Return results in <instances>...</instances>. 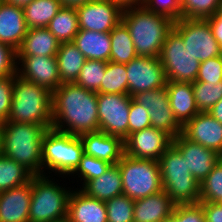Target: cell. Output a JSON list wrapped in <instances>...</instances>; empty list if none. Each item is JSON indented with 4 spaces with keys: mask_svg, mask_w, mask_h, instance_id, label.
<instances>
[{
    "mask_svg": "<svg viewBox=\"0 0 222 222\" xmlns=\"http://www.w3.org/2000/svg\"><path fill=\"white\" fill-rule=\"evenodd\" d=\"M52 128L77 136L99 131L97 93L62 83L52 92Z\"/></svg>",
    "mask_w": 222,
    "mask_h": 222,
    "instance_id": "6da1fadb",
    "label": "cell"
},
{
    "mask_svg": "<svg viewBox=\"0 0 222 222\" xmlns=\"http://www.w3.org/2000/svg\"><path fill=\"white\" fill-rule=\"evenodd\" d=\"M121 21L127 26L137 56L158 57L175 21L144 6L123 9Z\"/></svg>",
    "mask_w": 222,
    "mask_h": 222,
    "instance_id": "7a4b0ae2",
    "label": "cell"
},
{
    "mask_svg": "<svg viewBox=\"0 0 222 222\" xmlns=\"http://www.w3.org/2000/svg\"><path fill=\"white\" fill-rule=\"evenodd\" d=\"M0 130L2 154L24 166L34 176L46 175L42 170V140L48 130L45 126L4 121Z\"/></svg>",
    "mask_w": 222,
    "mask_h": 222,
    "instance_id": "3957f363",
    "label": "cell"
},
{
    "mask_svg": "<svg viewBox=\"0 0 222 222\" xmlns=\"http://www.w3.org/2000/svg\"><path fill=\"white\" fill-rule=\"evenodd\" d=\"M9 122L52 128V92L15 74Z\"/></svg>",
    "mask_w": 222,
    "mask_h": 222,
    "instance_id": "277c9868",
    "label": "cell"
},
{
    "mask_svg": "<svg viewBox=\"0 0 222 222\" xmlns=\"http://www.w3.org/2000/svg\"><path fill=\"white\" fill-rule=\"evenodd\" d=\"M163 190L175 205L199 203L200 183L189 172L181 153L171 145L158 160Z\"/></svg>",
    "mask_w": 222,
    "mask_h": 222,
    "instance_id": "5b68a950",
    "label": "cell"
},
{
    "mask_svg": "<svg viewBox=\"0 0 222 222\" xmlns=\"http://www.w3.org/2000/svg\"><path fill=\"white\" fill-rule=\"evenodd\" d=\"M51 180L46 175L32 177L29 222H60L67 219L71 188L67 190Z\"/></svg>",
    "mask_w": 222,
    "mask_h": 222,
    "instance_id": "8992f818",
    "label": "cell"
},
{
    "mask_svg": "<svg viewBox=\"0 0 222 222\" xmlns=\"http://www.w3.org/2000/svg\"><path fill=\"white\" fill-rule=\"evenodd\" d=\"M83 154L79 136L50 128L42 140V170L45 168L55 171V174L70 176Z\"/></svg>",
    "mask_w": 222,
    "mask_h": 222,
    "instance_id": "52a82bcc",
    "label": "cell"
},
{
    "mask_svg": "<svg viewBox=\"0 0 222 222\" xmlns=\"http://www.w3.org/2000/svg\"><path fill=\"white\" fill-rule=\"evenodd\" d=\"M117 165L120 169L123 194L129 198L137 200L163 190L158 161L124 154Z\"/></svg>",
    "mask_w": 222,
    "mask_h": 222,
    "instance_id": "ba28073f",
    "label": "cell"
},
{
    "mask_svg": "<svg viewBox=\"0 0 222 222\" xmlns=\"http://www.w3.org/2000/svg\"><path fill=\"white\" fill-rule=\"evenodd\" d=\"M159 59L167 81H196L200 62L184 47L182 37L174 29L168 34Z\"/></svg>",
    "mask_w": 222,
    "mask_h": 222,
    "instance_id": "9c48e42d",
    "label": "cell"
},
{
    "mask_svg": "<svg viewBox=\"0 0 222 222\" xmlns=\"http://www.w3.org/2000/svg\"><path fill=\"white\" fill-rule=\"evenodd\" d=\"M184 42V47L199 61L222 55V49L207 20L180 18L173 28Z\"/></svg>",
    "mask_w": 222,
    "mask_h": 222,
    "instance_id": "30bf717a",
    "label": "cell"
},
{
    "mask_svg": "<svg viewBox=\"0 0 222 222\" xmlns=\"http://www.w3.org/2000/svg\"><path fill=\"white\" fill-rule=\"evenodd\" d=\"M131 99L129 94L97 93L99 131L124 140L129 135Z\"/></svg>",
    "mask_w": 222,
    "mask_h": 222,
    "instance_id": "8fae6325",
    "label": "cell"
},
{
    "mask_svg": "<svg viewBox=\"0 0 222 222\" xmlns=\"http://www.w3.org/2000/svg\"><path fill=\"white\" fill-rule=\"evenodd\" d=\"M132 99L148 110L151 127L165 131L172 138L182 133V126L175 119L170 107L166 86L138 92Z\"/></svg>",
    "mask_w": 222,
    "mask_h": 222,
    "instance_id": "7c38bea8",
    "label": "cell"
},
{
    "mask_svg": "<svg viewBox=\"0 0 222 222\" xmlns=\"http://www.w3.org/2000/svg\"><path fill=\"white\" fill-rule=\"evenodd\" d=\"M128 79V94L158 89L166 86V76L158 57L137 56L125 64Z\"/></svg>",
    "mask_w": 222,
    "mask_h": 222,
    "instance_id": "4fadbf2b",
    "label": "cell"
},
{
    "mask_svg": "<svg viewBox=\"0 0 222 222\" xmlns=\"http://www.w3.org/2000/svg\"><path fill=\"white\" fill-rule=\"evenodd\" d=\"M76 12L79 30L110 33L121 21L123 9L112 0H92Z\"/></svg>",
    "mask_w": 222,
    "mask_h": 222,
    "instance_id": "5bb4252c",
    "label": "cell"
},
{
    "mask_svg": "<svg viewBox=\"0 0 222 222\" xmlns=\"http://www.w3.org/2000/svg\"><path fill=\"white\" fill-rule=\"evenodd\" d=\"M172 140L165 131L149 127L133 132L124 139V154L133 158L158 161L172 145Z\"/></svg>",
    "mask_w": 222,
    "mask_h": 222,
    "instance_id": "9a60e30c",
    "label": "cell"
},
{
    "mask_svg": "<svg viewBox=\"0 0 222 222\" xmlns=\"http://www.w3.org/2000/svg\"><path fill=\"white\" fill-rule=\"evenodd\" d=\"M17 60L16 74L23 79L43 86L50 92L62 84L56 56H17Z\"/></svg>",
    "mask_w": 222,
    "mask_h": 222,
    "instance_id": "2e32d148",
    "label": "cell"
},
{
    "mask_svg": "<svg viewBox=\"0 0 222 222\" xmlns=\"http://www.w3.org/2000/svg\"><path fill=\"white\" fill-rule=\"evenodd\" d=\"M172 145L181 153L189 172L199 183L222 158L217 152L187 139L182 133L173 138Z\"/></svg>",
    "mask_w": 222,
    "mask_h": 222,
    "instance_id": "e0dca14e",
    "label": "cell"
},
{
    "mask_svg": "<svg viewBox=\"0 0 222 222\" xmlns=\"http://www.w3.org/2000/svg\"><path fill=\"white\" fill-rule=\"evenodd\" d=\"M182 134L222 156V124L208 112H199L182 127Z\"/></svg>",
    "mask_w": 222,
    "mask_h": 222,
    "instance_id": "ac0fdd59",
    "label": "cell"
},
{
    "mask_svg": "<svg viewBox=\"0 0 222 222\" xmlns=\"http://www.w3.org/2000/svg\"><path fill=\"white\" fill-rule=\"evenodd\" d=\"M84 154L117 164L124 155V140L118 136L97 131L79 135Z\"/></svg>",
    "mask_w": 222,
    "mask_h": 222,
    "instance_id": "d6986e66",
    "label": "cell"
},
{
    "mask_svg": "<svg viewBox=\"0 0 222 222\" xmlns=\"http://www.w3.org/2000/svg\"><path fill=\"white\" fill-rule=\"evenodd\" d=\"M32 196L30 182L0 192V222H29V208Z\"/></svg>",
    "mask_w": 222,
    "mask_h": 222,
    "instance_id": "ffe728a7",
    "label": "cell"
},
{
    "mask_svg": "<svg viewBox=\"0 0 222 222\" xmlns=\"http://www.w3.org/2000/svg\"><path fill=\"white\" fill-rule=\"evenodd\" d=\"M66 220L68 222H107L105 201L90 197L80 189L71 190Z\"/></svg>",
    "mask_w": 222,
    "mask_h": 222,
    "instance_id": "44dd1931",
    "label": "cell"
},
{
    "mask_svg": "<svg viewBox=\"0 0 222 222\" xmlns=\"http://www.w3.org/2000/svg\"><path fill=\"white\" fill-rule=\"evenodd\" d=\"M23 8L0 3V42L18 50L27 34Z\"/></svg>",
    "mask_w": 222,
    "mask_h": 222,
    "instance_id": "7402d4cb",
    "label": "cell"
},
{
    "mask_svg": "<svg viewBox=\"0 0 222 222\" xmlns=\"http://www.w3.org/2000/svg\"><path fill=\"white\" fill-rule=\"evenodd\" d=\"M175 204L162 190L145 198L134 200L133 222H163L172 216Z\"/></svg>",
    "mask_w": 222,
    "mask_h": 222,
    "instance_id": "603a6c76",
    "label": "cell"
},
{
    "mask_svg": "<svg viewBox=\"0 0 222 222\" xmlns=\"http://www.w3.org/2000/svg\"><path fill=\"white\" fill-rule=\"evenodd\" d=\"M170 107L175 119L183 127L199 110L195 103L194 91L191 82H166Z\"/></svg>",
    "mask_w": 222,
    "mask_h": 222,
    "instance_id": "cb8c5ba5",
    "label": "cell"
},
{
    "mask_svg": "<svg viewBox=\"0 0 222 222\" xmlns=\"http://www.w3.org/2000/svg\"><path fill=\"white\" fill-rule=\"evenodd\" d=\"M86 60L110 61V33L79 30L72 41Z\"/></svg>",
    "mask_w": 222,
    "mask_h": 222,
    "instance_id": "d4e9b609",
    "label": "cell"
},
{
    "mask_svg": "<svg viewBox=\"0 0 222 222\" xmlns=\"http://www.w3.org/2000/svg\"><path fill=\"white\" fill-rule=\"evenodd\" d=\"M86 195L101 201H107L123 194L120 169L117 164L111 165L100 177L86 181L80 189Z\"/></svg>",
    "mask_w": 222,
    "mask_h": 222,
    "instance_id": "484cf974",
    "label": "cell"
},
{
    "mask_svg": "<svg viewBox=\"0 0 222 222\" xmlns=\"http://www.w3.org/2000/svg\"><path fill=\"white\" fill-rule=\"evenodd\" d=\"M60 42L47 28L28 29L17 56H56Z\"/></svg>",
    "mask_w": 222,
    "mask_h": 222,
    "instance_id": "4316f807",
    "label": "cell"
},
{
    "mask_svg": "<svg viewBox=\"0 0 222 222\" xmlns=\"http://www.w3.org/2000/svg\"><path fill=\"white\" fill-rule=\"evenodd\" d=\"M61 83L77 80L86 58L73 42L60 43L56 54Z\"/></svg>",
    "mask_w": 222,
    "mask_h": 222,
    "instance_id": "83f0119b",
    "label": "cell"
},
{
    "mask_svg": "<svg viewBox=\"0 0 222 222\" xmlns=\"http://www.w3.org/2000/svg\"><path fill=\"white\" fill-rule=\"evenodd\" d=\"M61 7L59 0H34L23 8L27 28H47Z\"/></svg>",
    "mask_w": 222,
    "mask_h": 222,
    "instance_id": "f1b7e54d",
    "label": "cell"
},
{
    "mask_svg": "<svg viewBox=\"0 0 222 222\" xmlns=\"http://www.w3.org/2000/svg\"><path fill=\"white\" fill-rule=\"evenodd\" d=\"M110 61L126 64L137 57L133 40L127 26L120 21L110 32Z\"/></svg>",
    "mask_w": 222,
    "mask_h": 222,
    "instance_id": "f546056e",
    "label": "cell"
},
{
    "mask_svg": "<svg viewBox=\"0 0 222 222\" xmlns=\"http://www.w3.org/2000/svg\"><path fill=\"white\" fill-rule=\"evenodd\" d=\"M47 29L60 42H72L79 32L76 8L61 7L54 18L49 22Z\"/></svg>",
    "mask_w": 222,
    "mask_h": 222,
    "instance_id": "4dcf8cb0",
    "label": "cell"
},
{
    "mask_svg": "<svg viewBox=\"0 0 222 222\" xmlns=\"http://www.w3.org/2000/svg\"><path fill=\"white\" fill-rule=\"evenodd\" d=\"M34 175L15 160L0 154V192L22 186Z\"/></svg>",
    "mask_w": 222,
    "mask_h": 222,
    "instance_id": "1f68e13d",
    "label": "cell"
},
{
    "mask_svg": "<svg viewBox=\"0 0 222 222\" xmlns=\"http://www.w3.org/2000/svg\"><path fill=\"white\" fill-rule=\"evenodd\" d=\"M98 93L128 94V79L125 64L108 61Z\"/></svg>",
    "mask_w": 222,
    "mask_h": 222,
    "instance_id": "d6a6232c",
    "label": "cell"
},
{
    "mask_svg": "<svg viewBox=\"0 0 222 222\" xmlns=\"http://www.w3.org/2000/svg\"><path fill=\"white\" fill-rule=\"evenodd\" d=\"M195 103L199 112H208L218 101L222 99V81L216 82H192Z\"/></svg>",
    "mask_w": 222,
    "mask_h": 222,
    "instance_id": "836d02e7",
    "label": "cell"
},
{
    "mask_svg": "<svg viewBox=\"0 0 222 222\" xmlns=\"http://www.w3.org/2000/svg\"><path fill=\"white\" fill-rule=\"evenodd\" d=\"M221 0H182L180 5V18L203 19L215 15Z\"/></svg>",
    "mask_w": 222,
    "mask_h": 222,
    "instance_id": "e575fe53",
    "label": "cell"
},
{
    "mask_svg": "<svg viewBox=\"0 0 222 222\" xmlns=\"http://www.w3.org/2000/svg\"><path fill=\"white\" fill-rule=\"evenodd\" d=\"M106 64L107 62L100 60H86L75 83L89 91L98 93L105 75Z\"/></svg>",
    "mask_w": 222,
    "mask_h": 222,
    "instance_id": "d590c367",
    "label": "cell"
},
{
    "mask_svg": "<svg viewBox=\"0 0 222 222\" xmlns=\"http://www.w3.org/2000/svg\"><path fill=\"white\" fill-rule=\"evenodd\" d=\"M199 202L222 203V158L200 183Z\"/></svg>",
    "mask_w": 222,
    "mask_h": 222,
    "instance_id": "8d00e7d4",
    "label": "cell"
},
{
    "mask_svg": "<svg viewBox=\"0 0 222 222\" xmlns=\"http://www.w3.org/2000/svg\"><path fill=\"white\" fill-rule=\"evenodd\" d=\"M107 222H133L134 200L125 194L105 201Z\"/></svg>",
    "mask_w": 222,
    "mask_h": 222,
    "instance_id": "74e56055",
    "label": "cell"
},
{
    "mask_svg": "<svg viewBox=\"0 0 222 222\" xmlns=\"http://www.w3.org/2000/svg\"><path fill=\"white\" fill-rule=\"evenodd\" d=\"M111 165L104 160L83 154L79 165L71 175L76 173L78 177H81V181L83 179L84 182L82 183H85L86 181L102 176Z\"/></svg>",
    "mask_w": 222,
    "mask_h": 222,
    "instance_id": "f35d334b",
    "label": "cell"
},
{
    "mask_svg": "<svg viewBox=\"0 0 222 222\" xmlns=\"http://www.w3.org/2000/svg\"><path fill=\"white\" fill-rule=\"evenodd\" d=\"M163 222H206L200 203L175 205L172 216Z\"/></svg>",
    "mask_w": 222,
    "mask_h": 222,
    "instance_id": "ab89813d",
    "label": "cell"
},
{
    "mask_svg": "<svg viewBox=\"0 0 222 222\" xmlns=\"http://www.w3.org/2000/svg\"><path fill=\"white\" fill-rule=\"evenodd\" d=\"M196 81L216 83L222 81V55L200 62Z\"/></svg>",
    "mask_w": 222,
    "mask_h": 222,
    "instance_id": "60d3db41",
    "label": "cell"
},
{
    "mask_svg": "<svg viewBox=\"0 0 222 222\" xmlns=\"http://www.w3.org/2000/svg\"><path fill=\"white\" fill-rule=\"evenodd\" d=\"M182 0H145L143 6L157 14L165 15L174 21L180 19Z\"/></svg>",
    "mask_w": 222,
    "mask_h": 222,
    "instance_id": "b9f144b4",
    "label": "cell"
},
{
    "mask_svg": "<svg viewBox=\"0 0 222 222\" xmlns=\"http://www.w3.org/2000/svg\"><path fill=\"white\" fill-rule=\"evenodd\" d=\"M151 127L148 110L131 99L129 110V134Z\"/></svg>",
    "mask_w": 222,
    "mask_h": 222,
    "instance_id": "7bdbcfd3",
    "label": "cell"
},
{
    "mask_svg": "<svg viewBox=\"0 0 222 222\" xmlns=\"http://www.w3.org/2000/svg\"><path fill=\"white\" fill-rule=\"evenodd\" d=\"M15 75L0 77V118L7 121L11 112Z\"/></svg>",
    "mask_w": 222,
    "mask_h": 222,
    "instance_id": "ee69618b",
    "label": "cell"
},
{
    "mask_svg": "<svg viewBox=\"0 0 222 222\" xmlns=\"http://www.w3.org/2000/svg\"><path fill=\"white\" fill-rule=\"evenodd\" d=\"M17 73V52L0 42V77Z\"/></svg>",
    "mask_w": 222,
    "mask_h": 222,
    "instance_id": "f6af8a7d",
    "label": "cell"
},
{
    "mask_svg": "<svg viewBox=\"0 0 222 222\" xmlns=\"http://www.w3.org/2000/svg\"><path fill=\"white\" fill-rule=\"evenodd\" d=\"M204 211L206 222H222V203L199 202Z\"/></svg>",
    "mask_w": 222,
    "mask_h": 222,
    "instance_id": "bcb514c9",
    "label": "cell"
},
{
    "mask_svg": "<svg viewBox=\"0 0 222 222\" xmlns=\"http://www.w3.org/2000/svg\"><path fill=\"white\" fill-rule=\"evenodd\" d=\"M213 31V35L222 49V15L218 12L210 18L206 19Z\"/></svg>",
    "mask_w": 222,
    "mask_h": 222,
    "instance_id": "7dc6e473",
    "label": "cell"
},
{
    "mask_svg": "<svg viewBox=\"0 0 222 222\" xmlns=\"http://www.w3.org/2000/svg\"><path fill=\"white\" fill-rule=\"evenodd\" d=\"M115 4L119 5L122 9L143 6L145 0H112Z\"/></svg>",
    "mask_w": 222,
    "mask_h": 222,
    "instance_id": "c3c4849f",
    "label": "cell"
},
{
    "mask_svg": "<svg viewBox=\"0 0 222 222\" xmlns=\"http://www.w3.org/2000/svg\"><path fill=\"white\" fill-rule=\"evenodd\" d=\"M208 113L222 124V99L218 101Z\"/></svg>",
    "mask_w": 222,
    "mask_h": 222,
    "instance_id": "681fc988",
    "label": "cell"
},
{
    "mask_svg": "<svg viewBox=\"0 0 222 222\" xmlns=\"http://www.w3.org/2000/svg\"><path fill=\"white\" fill-rule=\"evenodd\" d=\"M62 7H70V8H77L92 0H59Z\"/></svg>",
    "mask_w": 222,
    "mask_h": 222,
    "instance_id": "f907efd6",
    "label": "cell"
},
{
    "mask_svg": "<svg viewBox=\"0 0 222 222\" xmlns=\"http://www.w3.org/2000/svg\"><path fill=\"white\" fill-rule=\"evenodd\" d=\"M2 1L16 7L24 8L26 5L30 4L34 0H2Z\"/></svg>",
    "mask_w": 222,
    "mask_h": 222,
    "instance_id": "816d5d0a",
    "label": "cell"
},
{
    "mask_svg": "<svg viewBox=\"0 0 222 222\" xmlns=\"http://www.w3.org/2000/svg\"><path fill=\"white\" fill-rule=\"evenodd\" d=\"M218 13L222 15V0H221V3H220V6H219Z\"/></svg>",
    "mask_w": 222,
    "mask_h": 222,
    "instance_id": "f5cc1de1",
    "label": "cell"
},
{
    "mask_svg": "<svg viewBox=\"0 0 222 222\" xmlns=\"http://www.w3.org/2000/svg\"><path fill=\"white\" fill-rule=\"evenodd\" d=\"M3 124H4V121L0 118V129L3 126Z\"/></svg>",
    "mask_w": 222,
    "mask_h": 222,
    "instance_id": "db71d44e",
    "label": "cell"
},
{
    "mask_svg": "<svg viewBox=\"0 0 222 222\" xmlns=\"http://www.w3.org/2000/svg\"><path fill=\"white\" fill-rule=\"evenodd\" d=\"M0 154H1V130H0Z\"/></svg>",
    "mask_w": 222,
    "mask_h": 222,
    "instance_id": "11a10c76",
    "label": "cell"
}]
</instances>
